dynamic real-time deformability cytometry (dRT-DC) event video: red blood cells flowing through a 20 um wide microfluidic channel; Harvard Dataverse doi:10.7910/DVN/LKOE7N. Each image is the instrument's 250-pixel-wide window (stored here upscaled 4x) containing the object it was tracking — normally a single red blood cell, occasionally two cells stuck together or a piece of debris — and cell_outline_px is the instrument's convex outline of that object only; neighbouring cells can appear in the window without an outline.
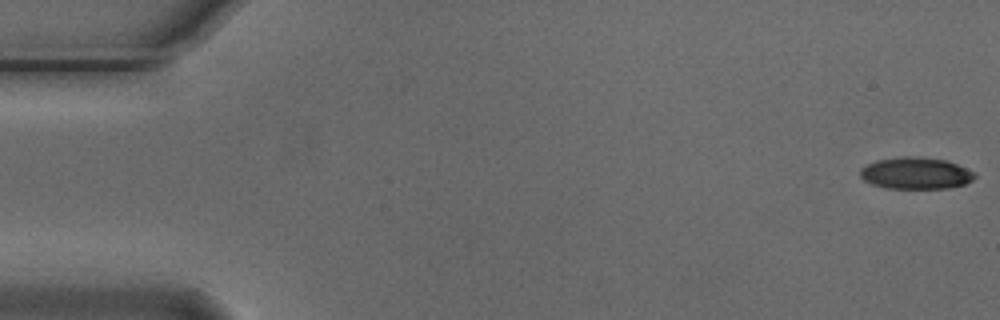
{"species": "Egyptian fruit bat (a non-hibernating species)", "species_latin": "Rousettus aegyptiacus", "temperature_condition": "cold", "stored_images_in_passage": 5, "camera_frame_rate_fps": 3000, "um_per_image_px": 0.085, "animal": {"sex": "male"}, "frame": {"image": 1, "passage_image": 1, "time_ms": 0.0, "image_size_px": [1000, 320], "cell_outline_px": [[976, 176], [972, 180], [964, 184], [948, 188], [888, 188], [872, 184], [864, 180], [860, 176], [860, 168], [876, 160], [900, 156], [920, 156], [948, 160], [976, 172]], "centroid_in_image_um": [77.86, 14.7], "position_along_channel_um": 7.1, "area_um2": 21.39}}
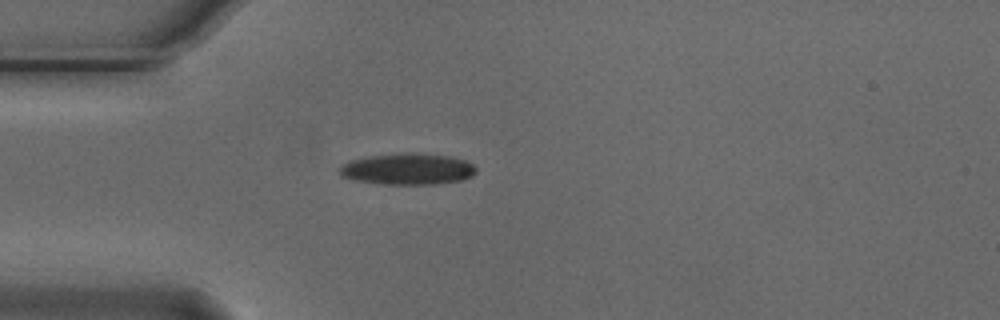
{"frame": {"image": 2, "passage_image": 5, "time_ms": 1.333, "image_size_px": [1000, 320], "cell_outline_px": [[476, 172], [472, 176], [460, 180], [436, 184], [380, 184], [356, 180], [340, 176], [336, 168], [348, 160], [368, 156], [400, 152], [412, 152], [452, 156], [464, 160], [472, 164], [476, 168]], "centroid_in_image_um": [34.59, 14.35], "position_along_channel_um": 50.4, "area_um2": 25.37}}